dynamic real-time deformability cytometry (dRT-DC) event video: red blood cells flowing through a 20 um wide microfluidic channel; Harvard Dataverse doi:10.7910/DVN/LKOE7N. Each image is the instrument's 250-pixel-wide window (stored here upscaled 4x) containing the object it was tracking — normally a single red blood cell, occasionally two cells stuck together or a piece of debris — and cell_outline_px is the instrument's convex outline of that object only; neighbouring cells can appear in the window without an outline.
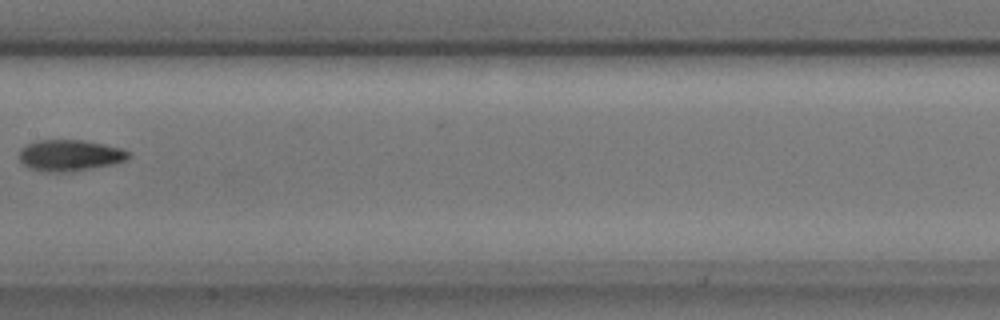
{"species": "common noctule bat (a hibernating species)", "species_latin": "Nyctalus noctula", "temperature_condition": "cold", "stored_images_in_passage": 7, "camera_frame_rate_fps": 3000, "um_per_image_px": 0.085, "animal": {"sex": "male", "body_mass_g": 17.9, "forearm_length_mm": 54.2}, "frame": {"image": 1, "passage_image": 7, "time_ms": 2.0, "image_size_px": [1000, 320], "cell_outline_px": [[132, 156], [124, 160], [112, 164], [64, 172], [44, 172], [28, 168], [20, 160], [20, 148], [36, 140], [84, 140], [124, 148]], "centroid_in_image_um": [5.92, 13.19], "position_along_channel_um": 201.5, "area_um2": 19.83}}